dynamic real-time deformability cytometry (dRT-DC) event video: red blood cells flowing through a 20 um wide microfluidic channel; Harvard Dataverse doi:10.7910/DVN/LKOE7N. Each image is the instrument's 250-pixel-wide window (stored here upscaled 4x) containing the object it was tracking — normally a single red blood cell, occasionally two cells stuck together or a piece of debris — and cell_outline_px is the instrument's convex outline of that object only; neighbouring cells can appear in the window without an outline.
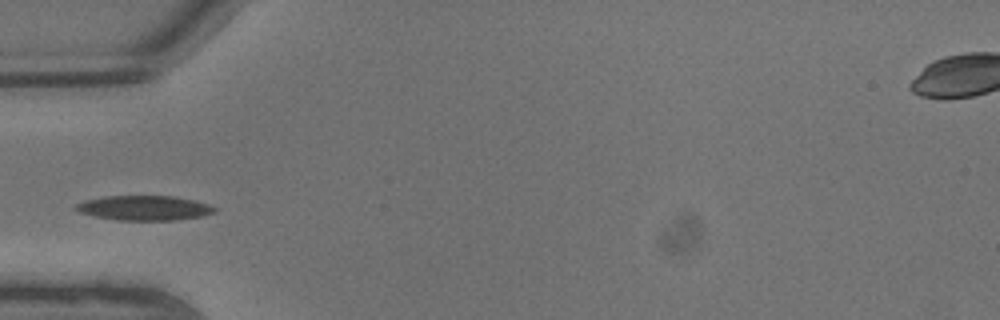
{"species": "common noctule bat (a hibernating species)", "species_latin": "Nyctalus noctula", "temperature_condition": "warm", "stored_images_in_passage": 7, "camera_frame_rate_fps": 3000, "um_per_image_px": 0.085, "animal": {"sex": "male", "body_mass_g": 13.3}, "frame": {"image": 1, "passage_image": 5, "time_ms": 1.333, "image_size_px": [1000, 320], "cell_outline_px": [[216, 212], [204, 216], [176, 220], [116, 220], [76, 212], [72, 208], [76, 204], [84, 200], [104, 196], [172, 196], [192, 200], [208, 204], [216, 208]], "centroid_in_image_um": [12.22, 17.68], "position_along_channel_um": 72.8, "area_um2": 20.11}}
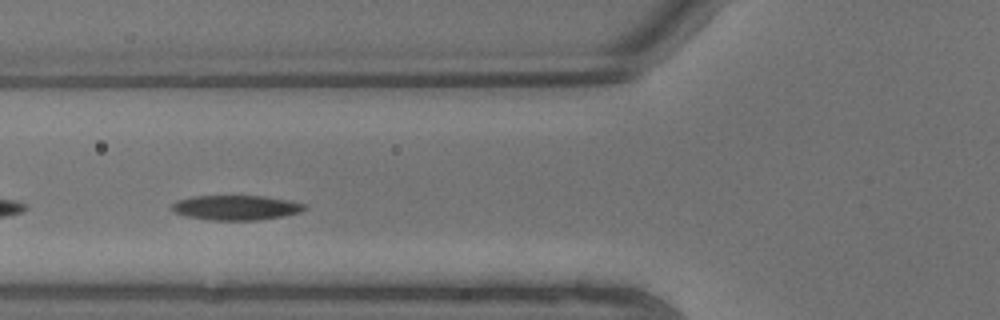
{"frame": {"image": 2, "passage_image": 6, "time_ms": 1.667, "image_size_px": [1000, 320], "cell_outline_px": [[304, 208], [300, 212], [284, 216], [256, 220], [212, 220], [188, 216], [172, 212], [172, 204], [176, 200], [192, 196], [264, 196], [288, 200], [304, 204]], "centroid_in_image_um": [20.02, 17.64], "position_along_channel_um": 105.8, "area_um2": 19.02}}
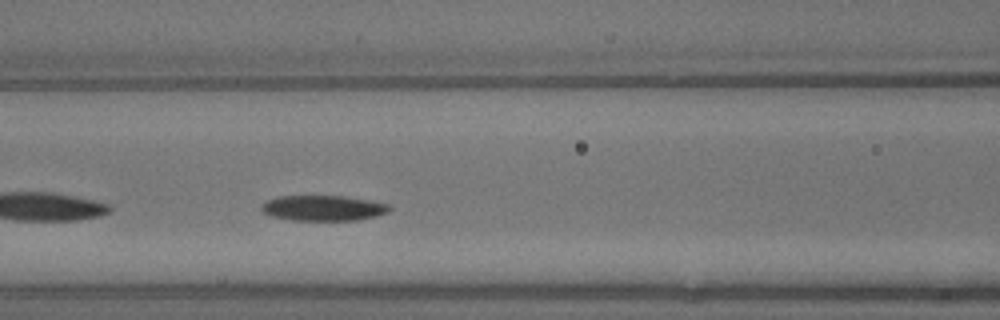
{"frame": {"image": 3, "passage_image": 7, "time_ms": 2.0, "image_size_px": [1000, 320], "cell_outline_px": [[392, 208], [388, 212], [376, 216], [356, 220], [292, 220], [272, 216], [260, 212], [260, 204], [264, 200], [276, 196], [344, 196], [368, 200], [388, 204]], "centroid_in_image_um": [27.4, 17.68], "position_along_channel_um": 139.2, "area_um2": 19.13}}